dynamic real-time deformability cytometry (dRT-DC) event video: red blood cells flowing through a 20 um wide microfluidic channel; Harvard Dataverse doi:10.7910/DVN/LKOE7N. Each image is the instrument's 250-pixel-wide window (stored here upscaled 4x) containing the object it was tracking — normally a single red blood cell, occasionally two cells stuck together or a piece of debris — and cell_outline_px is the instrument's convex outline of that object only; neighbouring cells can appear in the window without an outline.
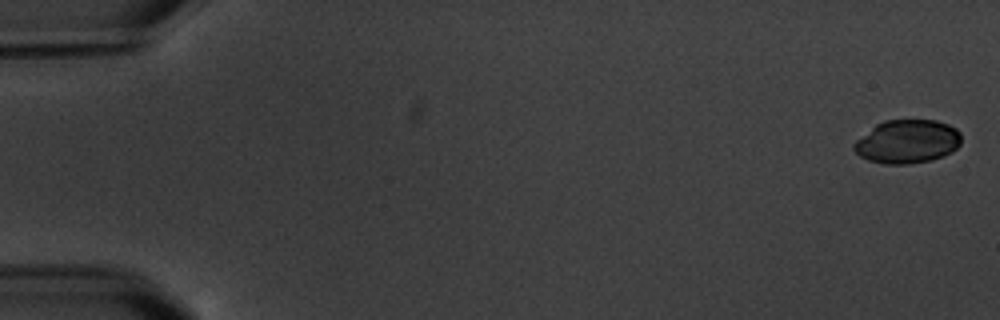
{"species": "common noctule bat (a hibernating species)", "species_latin": "Nyctalus noctula", "temperature_condition": "warm", "stored_images_in_passage": 6, "camera_frame_rate_fps": 3000, "um_per_image_px": 0.085, "animal": {"sex": "male", "body_mass_g": 20.1, "forearm_length_mm": 53.5}, "frame": {"image": 1, "passage_image": 1, "time_ms": 0.0, "image_size_px": [1000, 320], "cell_outline_px": [[960, 144], [952, 152], [944, 156], [932, 160], [908, 164], [884, 164], [868, 160], [860, 156], [852, 148], [852, 144], [856, 140], [876, 124], [884, 120], [936, 120], [948, 124], [956, 128], [960, 132]], "centroid_in_image_um": [77.12, 12.04], "position_along_channel_um": 7.9, "area_um2": 27.4}}
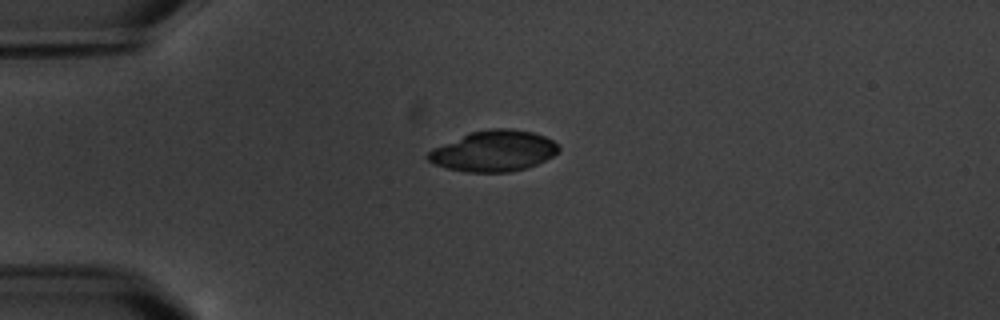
{"frame": {"image": 2, "passage_image": 5, "time_ms": 4.667, "image_size_px": [1000, 320], "cell_outline_px": [[560, 152], [528, 168], [508, 172], [464, 172], [448, 168], [436, 164], [428, 160], [424, 156], [432, 148], [472, 132], [488, 128], [512, 128], [532, 132], [544, 136], [552, 140], [560, 148]], "centroid_in_image_um": [41.97, 12.83], "position_along_channel_um": 43.0, "area_um2": 31.04}}